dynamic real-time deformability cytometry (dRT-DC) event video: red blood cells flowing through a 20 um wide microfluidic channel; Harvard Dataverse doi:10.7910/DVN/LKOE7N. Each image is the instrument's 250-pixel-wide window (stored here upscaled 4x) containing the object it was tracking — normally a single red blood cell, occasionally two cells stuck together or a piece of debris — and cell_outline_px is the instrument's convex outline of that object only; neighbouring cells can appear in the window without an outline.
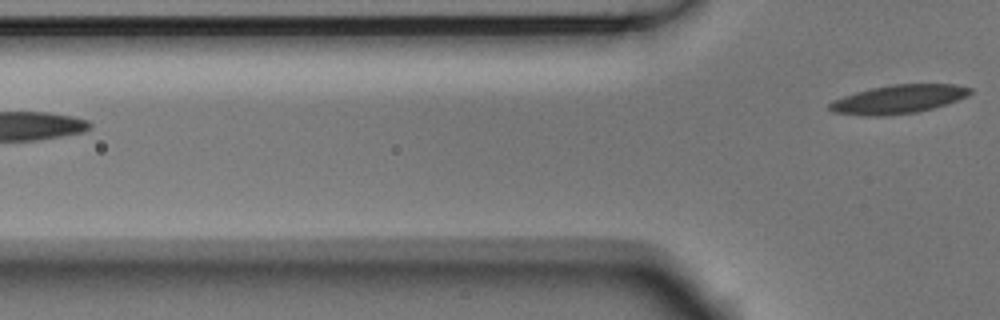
{"species": "Egyptian fruit bat (a non-hibernating species)", "species_latin": "Rousettus aegyptiacus", "temperature_condition": "room temperature", "stored_images_in_passage": 5, "camera_frame_rate_fps": 3000, "um_per_image_px": 0.085, "animal": {"sex": "male"}, "frame": {"image": 1, "passage_image": 5, "time_ms": 1.333, "image_size_px": [1000, 320], "cell_outline_px": [[972, 92], [968, 96], [932, 108], [916, 112], [884, 116], [864, 116], [832, 112], [828, 108], [828, 104], [832, 100], [856, 92], [872, 88], [892, 84], [956, 84], [972, 88]], "centroid_in_image_um": [76.34, 8.43], "position_along_channel_um": 49.5, "area_um2": 23.41}}